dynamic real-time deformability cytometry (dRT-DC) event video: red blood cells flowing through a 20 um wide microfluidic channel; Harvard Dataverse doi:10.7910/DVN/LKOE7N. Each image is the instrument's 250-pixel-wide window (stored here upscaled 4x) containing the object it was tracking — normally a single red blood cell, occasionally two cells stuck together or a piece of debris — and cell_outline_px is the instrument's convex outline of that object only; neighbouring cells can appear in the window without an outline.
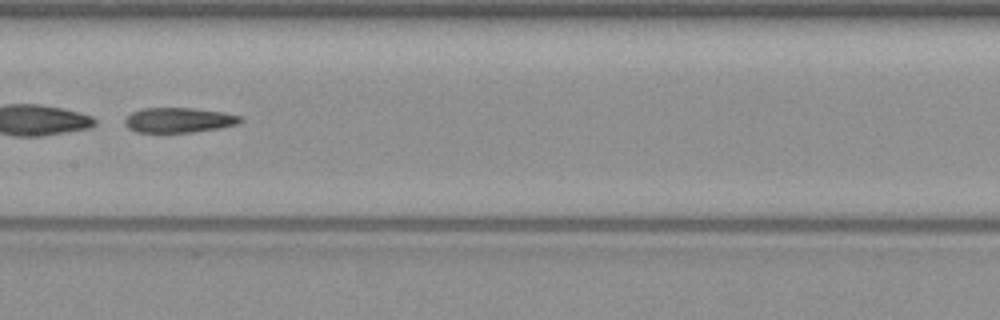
{"species": "common noctule bat (a hibernating species)", "species_latin": "Nyctalus noctula", "temperature_condition": "warm", "stored_images_in_passage": 47, "segment_of_instrument_passage": [2, 2], "camera_frame_rate_fps": 3000, "um_per_image_px": 0.085, "animal": {"sex": "female", "body_mass_g": 19.3, "forearm_length_mm": 54.1}, "frame": {"image": 1, "passage_image": 27, "time_ms": 8.667, "image_size_px": [1000, 320], "cell_outline_px": [[244, 120], [236, 124], [216, 128], [192, 132], [136, 132], [128, 128], [124, 124], [124, 120], [132, 112], [144, 108], [192, 108], [220, 112], [240, 116]], "centroid_in_image_um": [15.15, 10.21], "position_along_channel_um": 192.3, "area_um2": 16.53}}